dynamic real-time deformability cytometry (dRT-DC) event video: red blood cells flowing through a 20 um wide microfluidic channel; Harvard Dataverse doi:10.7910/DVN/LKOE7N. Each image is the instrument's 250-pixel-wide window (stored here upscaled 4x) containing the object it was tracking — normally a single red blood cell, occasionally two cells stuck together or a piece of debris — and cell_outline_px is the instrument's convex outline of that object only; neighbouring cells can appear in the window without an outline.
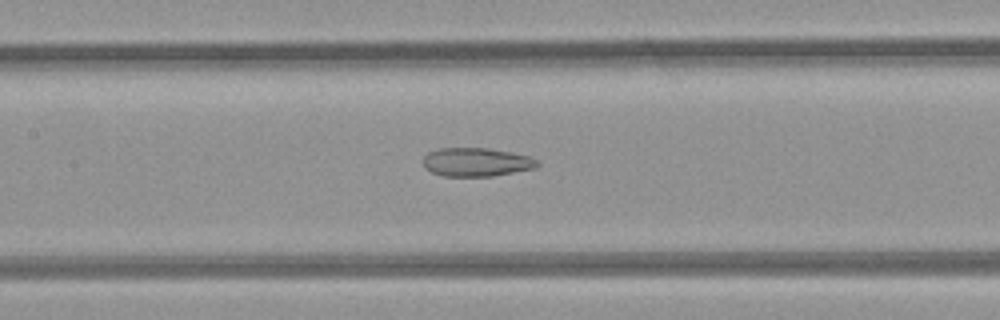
{"species": "common noctule bat (a hibernating species)", "species_latin": "Nyctalus noctula", "temperature_condition": "room temperature", "stored_images_in_passage": 43, "camera_frame_rate_fps": 3000, "um_per_image_px": 0.085, "animal": {"sex": "female", "body_mass_g": 21.9}, "frame": {"image": 1, "passage_image": 15, "time_ms": 4.667, "image_size_px": [1000, 320], "cell_outline_px": [[540, 164], [536, 168], [492, 176], [444, 176], [432, 172], [424, 168], [424, 156], [428, 152], [440, 148], [484, 148], [512, 152], [528, 156], [536, 160]], "centroid_in_image_um": [40.49, 13.78], "position_along_channel_um": 166.9, "area_um2": 18.96}}
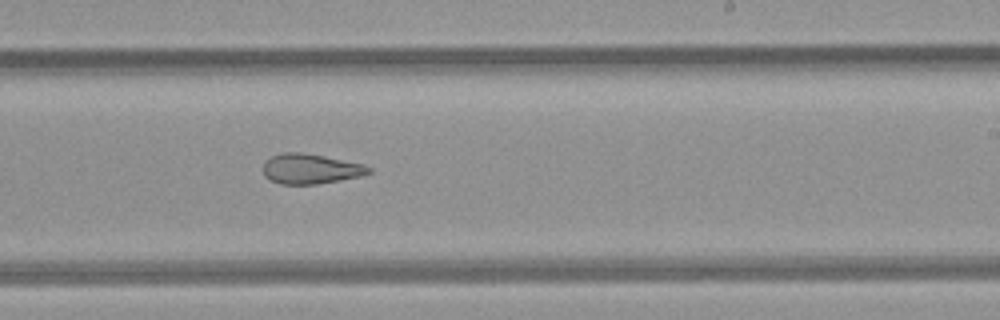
{"frame": {"image": 2, "passage_image": 22, "time_ms": 7.0, "image_size_px": [1000, 320], "cell_outline_px": [[372, 172], [364, 176], [316, 184], [280, 184], [264, 176], [264, 160], [280, 152], [300, 152], [324, 156], [364, 164], [372, 168]], "centroid_in_image_um": [26.42, 14.35], "position_along_channel_um": 262.6, "area_um2": 18.61}}
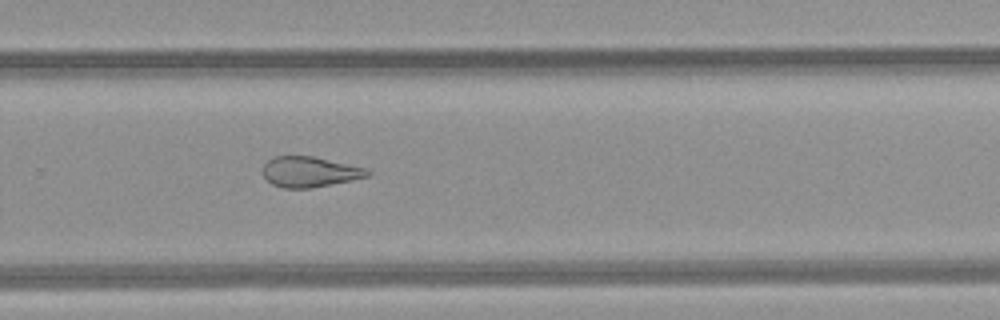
{"frame": {"image": 3, "passage_image": 25, "time_ms": 8.0, "image_size_px": [1000, 320], "cell_outline_px": [[372, 172], [368, 176], [352, 180], [312, 188], [284, 188], [272, 184], [260, 172], [264, 164], [272, 156], [312, 156], [368, 168]], "centroid_in_image_um": [26.31, 14.6], "position_along_channel_um": 303.5, "area_um2": 18.73}, "authors_computed_cell_mechanics": {"area_um2": 21.386, "velocity_mm_per_s": 4.1211, "shape_relaxation_time_tau1_ms": null, "shape_relaxation_time_tau2_ms": 3.3777, "deformation_change_tau1": null, "deformation_change_tau2": 0.1191}}